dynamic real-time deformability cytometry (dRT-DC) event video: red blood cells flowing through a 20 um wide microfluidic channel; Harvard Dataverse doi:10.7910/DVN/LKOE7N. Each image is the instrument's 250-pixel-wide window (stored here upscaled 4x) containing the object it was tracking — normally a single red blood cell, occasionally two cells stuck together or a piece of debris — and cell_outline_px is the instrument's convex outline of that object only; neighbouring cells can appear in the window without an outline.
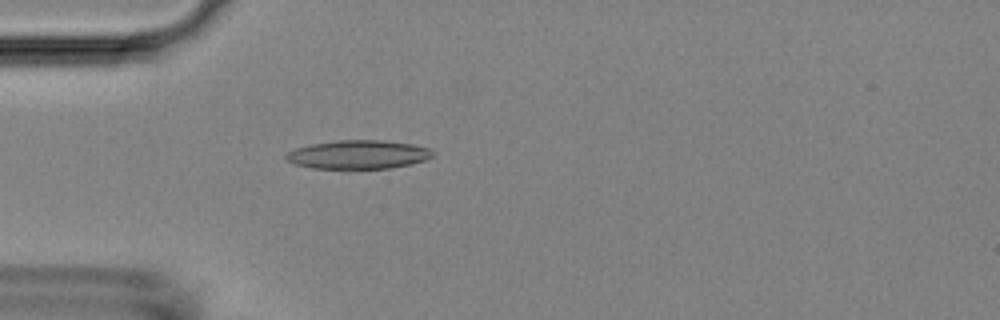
{"species": "Egyptian fruit bat (a non-hibernating species)", "species_latin": "Rousettus aegyptiacus", "temperature_condition": "room temperature", "stored_images_in_passage": 52, "camera_frame_rate_fps": 3000, "um_per_image_px": 0.085, "animal": {"sex": "female"}, "frame": {"image": 1, "passage_image": 15, "time_ms": 4.667, "image_size_px": [1000, 320], "cell_outline_px": [[432, 156], [428, 160], [412, 164], [388, 168], [312, 168], [296, 164], [284, 160], [284, 156], [288, 152], [296, 148], [312, 144], [340, 140], [384, 140], [412, 144], [428, 148], [432, 152]], "centroid_in_image_um": [30.45, 13.13], "position_along_channel_um": 54.5, "area_um2": 24.39}}
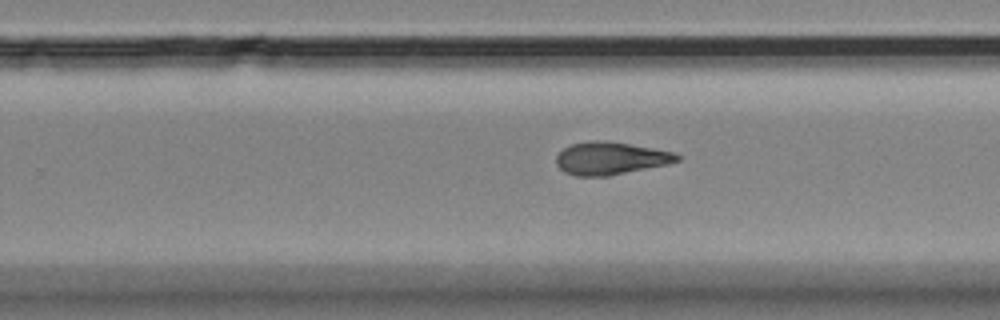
{"frame": {"image": 2, "passage_image": 33, "time_ms": 10.667, "image_size_px": [1000, 320], "cell_outline_px": [[680, 160], [668, 164], [608, 176], [576, 176], [564, 172], [556, 164], [556, 156], [564, 148], [572, 144], [588, 140], [604, 140], [676, 152], [680, 156]], "centroid_in_image_um": [51.89, 13.45], "position_along_channel_um": 277.9, "area_um2": 23.0}}
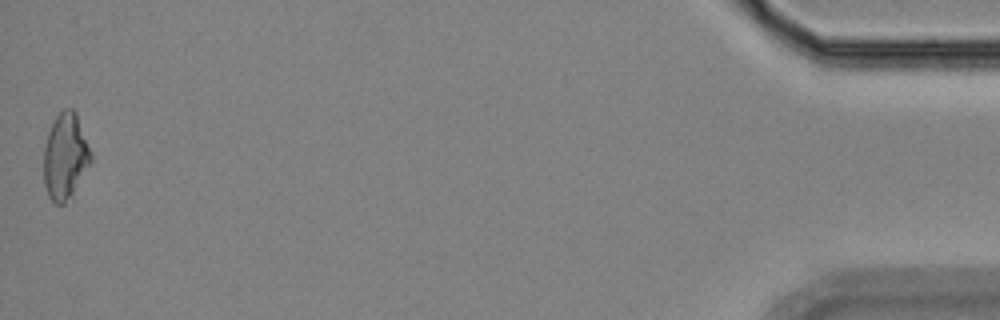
{"frame": {"image": 3, "passage_image": 52, "time_ms": 17.0, "image_size_px": [1000, 320], "cell_outline_px": [[92, 160], [72, 196], [64, 204], [56, 204], [48, 196], [44, 184], [44, 148], [48, 132], [56, 116], [64, 108], [72, 108], [76, 112], [92, 156]], "centroid_in_image_um": [5.54, 13.31], "position_along_channel_um": 429.7, "area_um2": 23.52}, "authors_computed_cell_mechanics": {"area_um2": 23.2934, "velocity_mm_per_s": 3.8163, "shape_relaxation_time_tau1_ms": 6.8283, "shape_relaxation_time_tau2_ms": 4.9726, "deformation_change_tau1": 0.1757, "deformation_change_tau2": 0.148}}